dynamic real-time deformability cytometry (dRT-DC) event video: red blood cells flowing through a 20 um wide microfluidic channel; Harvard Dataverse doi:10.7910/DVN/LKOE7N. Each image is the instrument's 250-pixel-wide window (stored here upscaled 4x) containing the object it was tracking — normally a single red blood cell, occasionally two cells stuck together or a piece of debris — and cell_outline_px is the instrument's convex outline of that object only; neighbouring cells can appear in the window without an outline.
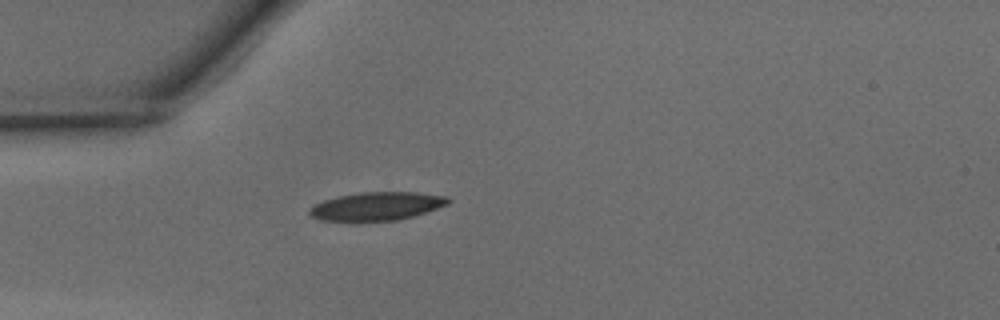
{"species": "common noctule bat (a hibernating species)", "species_latin": "Nyctalus noctula", "temperature_condition": "warm", "stored_images_in_passage": 31, "camera_frame_rate_fps": 3000, "um_per_image_px": 0.085, "animal": {"sex": "male", "body_mass_g": 15.6}, "frame": {"image": 1, "passage_image": 1, "time_ms": 0.0, "image_size_px": [1000, 320], "cell_outline_px": [[452, 200], [448, 204], [400, 220], [320, 220], [312, 216], [308, 212], [316, 204], [324, 200], [336, 196], [360, 192], [416, 192], [448, 196]], "centroid_in_image_um": [32.06, 17.5], "position_along_channel_um": 52.9, "area_um2": 22.54}}
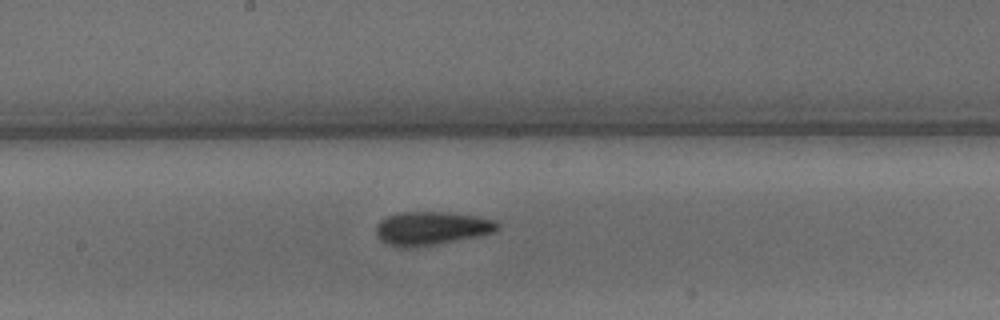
{"frame": {"image": 2, "passage_image": 13, "time_ms": 4.0, "image_size_px": [1000, 320], "cell_outline_px": [[500, 228], [496, 232], [416, 248], [400, 248], [388, 244], [380, 240], [376, 236], [376, 224], [380, 220], [388, 216], [400, 212], [444, 212], [476, 216], [492, 220], [500, 224]], "centroid_in_image_um": [36.63, 19.42], "position_along_channel_um": 211.6, "area_um2": 23.76}}
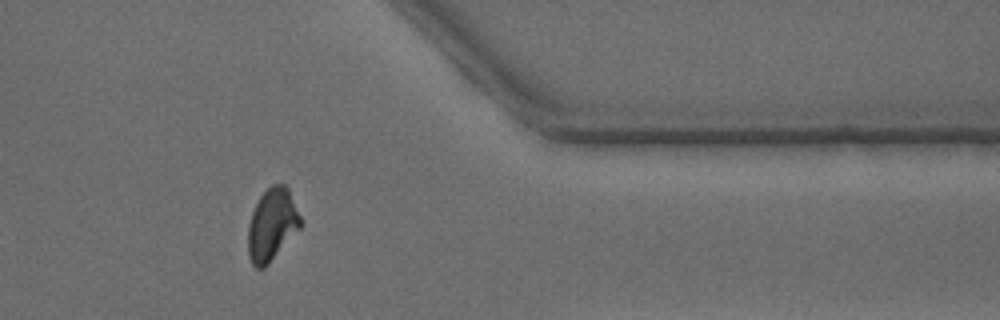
{"frame": {"image": 3, "passage_image": 27, "time_ms": 8.667, "image_size_px": [1000, 320], "cell_outline_px": [[304, 224], [268, 264], [264, 268], [256, 268], [252, 264], [248, 256], [248, 224], [252, 212], [260, 196], [272, 184], [284, 184], [288, 188]], "centroid_in_image_um": [23.13, 19.1], "position_along_channel_um": 388.3, "area_um2": 22.14}, "authors_computed_cell_mechanics": {"area_um2": 22.4264, "velocity_mm_per_s": 4.1499, "shape_relaxation_time_tau1_ms": 4.961, "shape_relaxation_time_tau2_ms": 3.5959, "deformation_change_tau1": 0.156, "deformation_change_tau2": 0.1072}}